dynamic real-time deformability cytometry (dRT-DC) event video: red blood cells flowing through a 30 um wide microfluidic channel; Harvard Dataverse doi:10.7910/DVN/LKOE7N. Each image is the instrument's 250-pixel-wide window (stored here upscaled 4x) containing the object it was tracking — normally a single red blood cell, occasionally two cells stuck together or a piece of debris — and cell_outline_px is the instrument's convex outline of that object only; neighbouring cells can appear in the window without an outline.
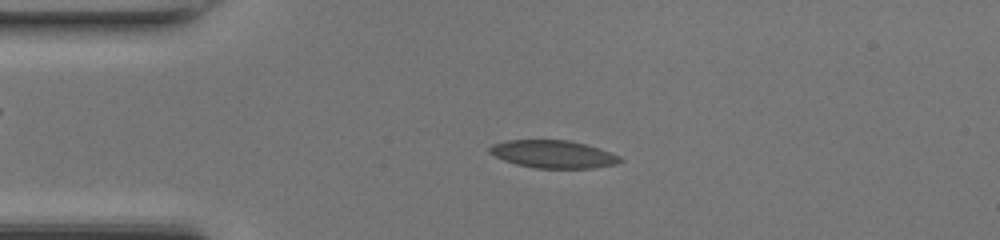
{"species": "common noctule bat (a hibernating species)", "species_latin": "Nyctalus noctula", "temperature_condition": "room temperature", "stored_images_in_passage": 47, "camera_frame_rate_fps": 3000, "um_per_image_px": 0.085, "animal": {"sex": "female", "body_mass_g": 17.0, "forearm_length_mm": 48.0}, "frame": {"image": 1, "passage_image": 10, "time_ms": 3.0, "image_size_px": [1000, 240], "cell_outline_px": [[624, 160], [616, 164], [592, 168], [536, 168], [516, 164], [504, 160], [488, 152], [488, 148], [492, 144], [504, 140], [568, 140], [584, 144], [620, 156]], "centroid_in_image_um": [46.98, 13.1], "position_along_channel_um": 38.0, "area_um2": 20.92}}
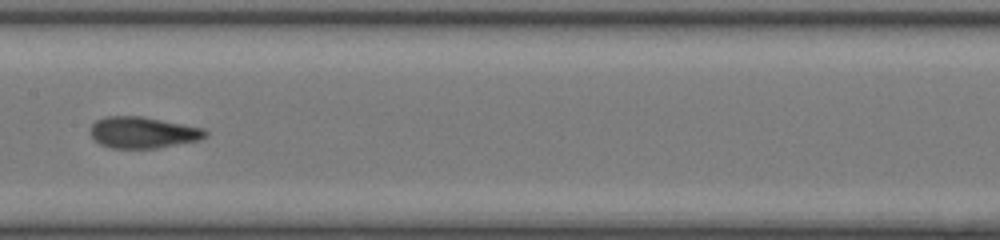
{"frame": {"image": 2, "passage_image": 23, "time_ms": 7.333, "image_size_px": [1000, 240], "cell_outline_px": [[208, 136], [200, 140], [156, 148], [108, 148], [100, 144], [88, 132], [92, 124], [96, 120], [104, 116], [144, 116], [204, 128], [208, 132]], "centroid_in_image_um": [12.15, 11.25], "position_along_channel_um": 195.3, "area_um2": 21.27}}
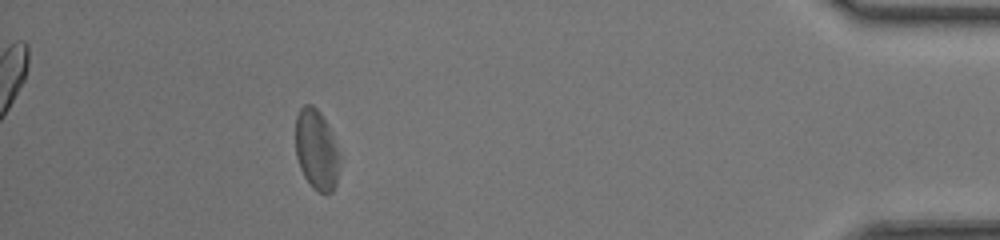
{"frame": {"image": 3, "passage_image": 42, "time_ms": 13.667, "image_size_px": [1000, 240], "cell_outline_px": [[340, 164], [336, 184], [332, 192], [316, 192], [312, 188], [304, 176], [300, 168], [296, 156], [296, 116], [300, 108], [304, 104], [312, 104], [320, 112], [328, 124], [340, 156]], "centroid_in_image_um": [26.9, 12.73], "position_along_channel_um": 408.3, "area_um2": 20.81}, "authors_computed_cell_mechanics": {"area_um2": 21.097, "velocity_mm_per_s": 4.3203, "shape_relaxation_time_tau1_ms": 8.4314, "shape_relaxation_time_tau2_ms": 1.4538, "deformation_change_tau1": 0.1975, "deformation_change_tau2": 0.0728}}